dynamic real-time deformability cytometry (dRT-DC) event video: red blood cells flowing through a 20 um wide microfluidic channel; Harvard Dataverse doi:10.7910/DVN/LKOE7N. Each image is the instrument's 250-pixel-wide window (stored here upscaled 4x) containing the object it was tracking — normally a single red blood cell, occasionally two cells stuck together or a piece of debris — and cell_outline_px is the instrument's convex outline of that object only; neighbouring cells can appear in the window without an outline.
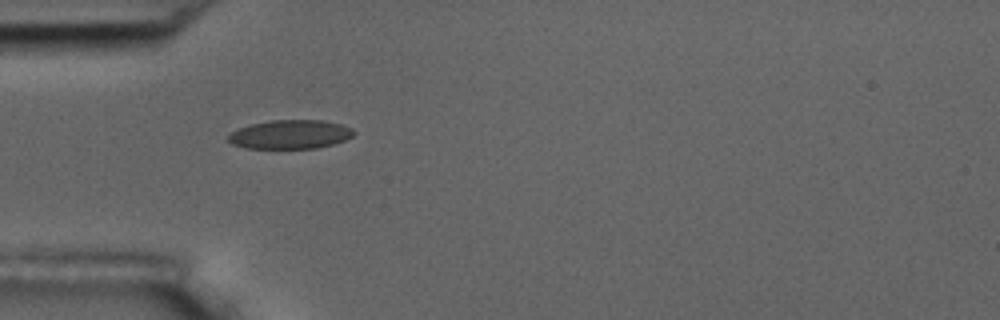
{"species": "common noctule bat (a hibernating species)", "species_latin": "Nyctalus noctula", "temperature_condition": "room temperature", "stored_images_in_passage": 2, "camera_frame_rate_fps": 3000, "um_per_image_px": 0.085, "animal": {"sex": "male", "body_mass_g": 17.5, "forearm_length_mm": 52.3}, "frame": {"image": 1, "passage_image": 1, "time_ms": 0.0, "image_size_px": [1000, 320], "cell_outline_px": [[356, 132], [352, 136], [344, 140], [332, 144], [316, 148], [244, 148], [232, 144], [228, 140], [228, 136], [232, 132], [240, 128], [252, 124], [272, 120], [324, 120], [340, 124], [352, 128]], "centroid_in_image_um": [24.68, 11.42], "position_along_channel_um": 60.3, "area_um2": 20.98}}